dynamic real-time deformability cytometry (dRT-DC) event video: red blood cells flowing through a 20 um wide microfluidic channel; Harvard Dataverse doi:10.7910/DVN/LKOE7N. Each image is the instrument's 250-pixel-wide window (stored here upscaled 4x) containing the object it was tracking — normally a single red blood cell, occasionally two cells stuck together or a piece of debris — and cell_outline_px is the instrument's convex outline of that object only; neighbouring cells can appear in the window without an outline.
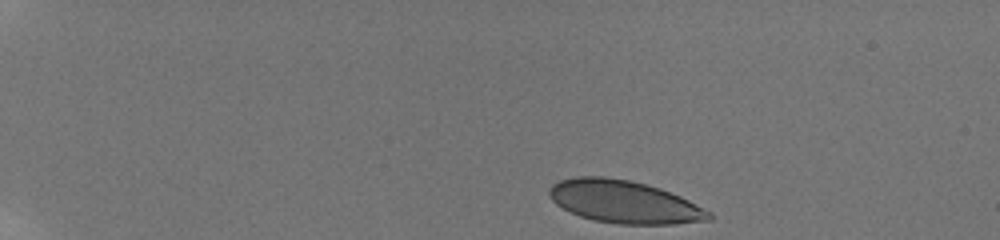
{"species": "human", "species_latin": "Homo sapiens", "temperature_condition": "room temperature", "stored_images_in_passage": 43, "camera_frame_rate_fps": 3000, "um_per_image_px": 0.085, "donor": {"sex": "male"}, "frame": {"image": 1, "passage_image": 1, "time_ms": 0.0, "image_size_px": [1000, 240], "cell_outline_px": [[712, 220], [676, 224], [616, 224], [592, 220], [580, 216], [556, 204], [548, 196], [548, 188], [552, 184], [560, 180], [576, 176], [604, 176], [628, 180], [660, 188], [680, 196], [712, 212]], "centroid_in_image_um": [53.05, 17.16], "position_along_channel_um": 32.0, "area_um2": 39.82}}
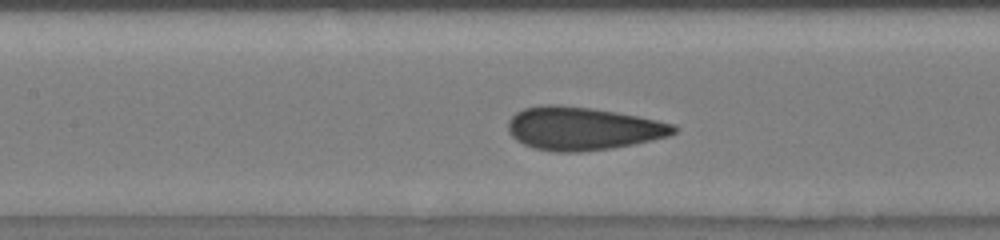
{"frame": {"image": 2, "passage_image": 20, "time_ms": 6.333, "image_size_px": [1000, 240], "cell_outline_px": [[680, 128], [676, 132], [668, 136], [652, 140], [632, 144], [608, 148], [576, 152], [556, 152], [536, 148], [524, 144], [516, 140], [508, 132], [508, 120], [516, 112], [524, 108], [544, 104], [560, 104], [592, 108], [616, 112], [676, 124]], "centroid_in_image_um": [49.52, 10.91], "position_along_channel_um": 157.9, "area_um2": 41.56}}
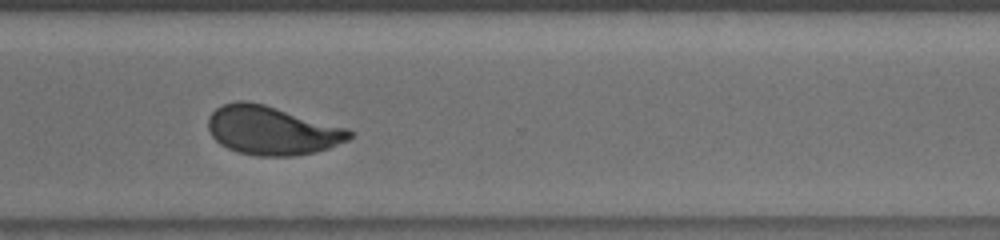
{"frame": {"image": 3, "passage_image": 35, "time_ms": 11.333, "image_size_px": [1000, 240], "cell_outline_px": [[352, 136], [348, 140], [328, 148], [316, 152], [296, 156], [256, 156], [236, 152], [220, 144], [212, 136], [208, 128], [208, 116], [216, 108], [224, 104], [236, 100], [244, 100], [264, 104], [348, 128], [352, 132]], "centroid_in_image_um": [23.1, 11.09], "position_along_channel_um": 347.5, "area_um2": 40.29}, "authors_computed_cell_mechanics": {"area_um2": 40.2866, "velocity_mm_per_s": 3.8037, "shape_relaxation_time_tau1_ms": 5.818, "shape_relaxation_time_tau2_ms": null, "deformation_change_tau1": 0.1613, "deformation_change_tau2": null}}